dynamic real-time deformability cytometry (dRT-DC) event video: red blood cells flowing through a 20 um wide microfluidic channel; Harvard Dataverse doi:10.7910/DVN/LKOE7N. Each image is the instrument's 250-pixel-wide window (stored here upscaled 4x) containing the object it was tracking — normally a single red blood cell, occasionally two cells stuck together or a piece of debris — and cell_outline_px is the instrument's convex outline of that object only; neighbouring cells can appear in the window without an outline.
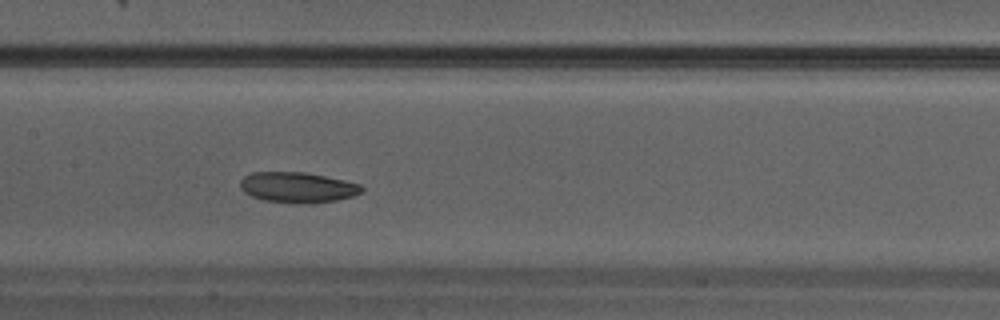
{"species": "Egyptian fruit bat (a non-hibernating species)", "species_latin": "Rousettus aegyptiacus", "temperature_condition": "warm", "stored_images_in_passage": 31, "camera_frame_rate_fps": 3000, "um_per_image_px": 0.085, "animal": {"sex": "male"}, "frame": {"image": 1, "passage_image": 14, "time_ms": 4.333, "image_size_px": [1000, 320], "cell_outline_px": [[364, 192], [352, 196], [336, 200], [312, 204], [308, 204], [264, 200], [252, 196], [244, 192], [240, 188], [240, 180], [244, 176], [252, 172], [304, 172], [344, 180], [360, 184], [364, 188]], "centroid_in_image_um": [25.3, 15.93], "position_along_channel_um": 182.1, "area_um2": 21.62}}